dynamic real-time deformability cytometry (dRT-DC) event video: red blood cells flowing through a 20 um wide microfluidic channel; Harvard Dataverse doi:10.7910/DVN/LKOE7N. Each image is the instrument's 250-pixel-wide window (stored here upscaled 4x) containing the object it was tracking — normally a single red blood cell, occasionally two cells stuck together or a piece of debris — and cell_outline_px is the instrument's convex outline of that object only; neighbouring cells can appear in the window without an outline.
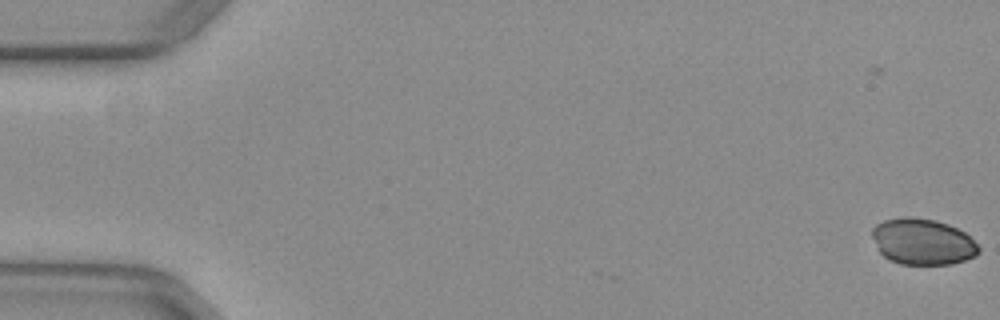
{"species": "common noctule bat (a hibernating species)", "species_latin": "Nyctalus noctula", "temperature_condition": "warm", "stored_images_in_passage": 4, "camera_frame_rate_fps": 3000, "um_per_image_px": 0.085, "animal": {"sex": "female", "body_mass_g": 29.2, "forearm_length_mm": 56.3}, "frame": {"image": 1, "passage_image": 4, "time_ms": 1.0, "image_size_px": [1000, 320], "cell_outline_px": [[980, 252], [976, 256], [952, 264], [900, 264], [888, 260], [880, 252], [872, 236], [872, 228], [876, 224], [884, 220], [904, 216], [908, 216], [936, 220], [948, 224], [964, 232], [980, 248]], "centroid_in_image_um": [78.41, 20.54], "position_along_channel_um": 6.6, "area_um2": 28.67}}